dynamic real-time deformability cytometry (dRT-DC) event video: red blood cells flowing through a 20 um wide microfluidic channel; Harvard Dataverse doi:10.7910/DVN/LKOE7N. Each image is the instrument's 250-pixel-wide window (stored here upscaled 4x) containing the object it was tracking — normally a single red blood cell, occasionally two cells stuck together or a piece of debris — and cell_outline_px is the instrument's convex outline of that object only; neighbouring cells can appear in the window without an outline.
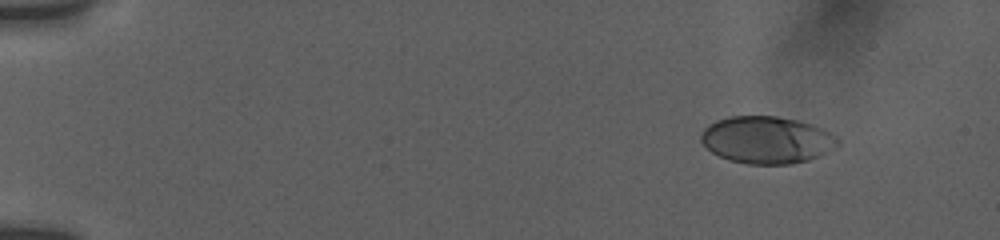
{"species": "human", "species_latin": "Homo sapiens", "temperature_condition": "room temperature", "stored_images_in_passage": 11, "camera_frame_rate_fps": 3000, "um_per_image_px": 0.085, "donor": {"sex": "female"}, "frame": {"image": 1, "passage_image": 3, "time_ms": 1.667, "image_size_px": [1000, 240], "cell_outline_px": [[840, 144], [808, 160], [792, 164], [748, 164], [728, 160], [712, 152], [700, 140], [700, 136], [704, 128], [708, 124], [716, 120], [732, 116], [776, 116], [800, 120], [812, 124], [836, 136], [840, 140]], "centroid_in_image_um": [65.15, 11.88], "position_along_channel_um": 19.8, "area_um2": 37.51}}
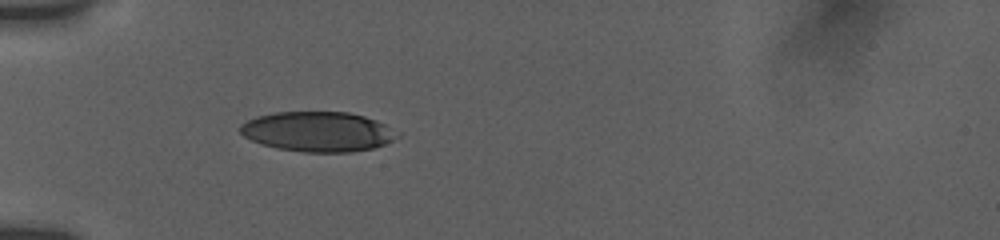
{"frame": {"image": 2, "passage_image": 8, "time_ms": 5.667, "image_size_px": [1000, 240], "cell_outline_px": [[400, 136], [384, 144], [372, 148], [348, 152], [304, 152], [276, 148], [260, 144], [244, 136], [240, 132], [240, 124], [256, 116], [276, 112], [348, 112], [364, 116], [376, 120], [400, 132]], "centroid_in_image_um": [27.01, 11.19], "position_along_channel_um": 58.0, "area_um2": 36.59}}
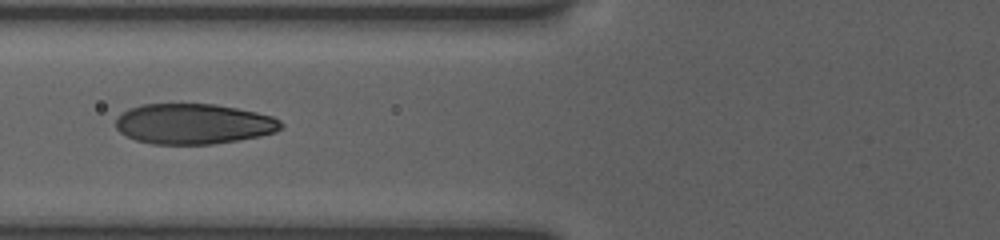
{"frame": {"image": 3, "passage_image": 10, "time_ms": 7.333, "image_size_px": [1000, 240], "cell_outline_px": [[284, 124], [276, 132], [260, 136], [212, 144], [152, 144], [136, 140], [120, 132], [116, 128], [116, 120], [124, 112], [132, 108], [144, 104], [216, 104], [256, 112], [272, 116], [280, 120]], "centroid_in_image_um": [16.48, 10.53], "position_along_channel_um": 109.3, "area_um2": 38.67}}